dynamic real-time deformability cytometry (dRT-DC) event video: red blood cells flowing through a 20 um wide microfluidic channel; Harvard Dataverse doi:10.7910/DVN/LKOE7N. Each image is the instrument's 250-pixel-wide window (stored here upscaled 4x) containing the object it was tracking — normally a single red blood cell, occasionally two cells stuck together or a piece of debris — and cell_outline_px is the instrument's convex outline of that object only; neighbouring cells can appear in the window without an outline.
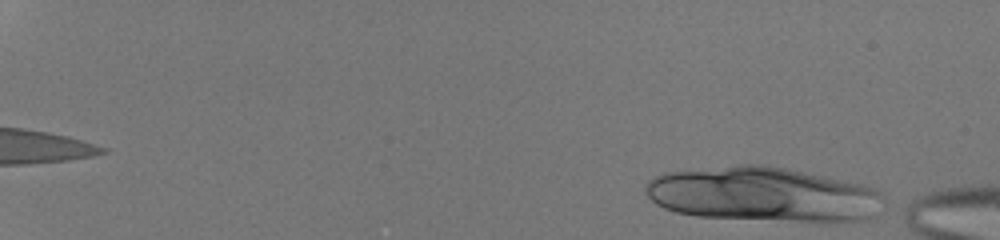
{"species": "human", "species_latin": "Homo sapiens", "temperature_condition": "room temperature", "stored_images_in_passage": 18, "camera_frame_rate_fps": 3000, "um_per_image_px": 0.085, "donor": {"sex": "male"}, "frame": {"image": 1, "passage_image": 1, "time_ms": 0.0, "image_size_px": [1000, 240], "cell_outline_px": [[832, 188], [816, 216], [724, 216], [684, 212], [668, 208], [660, 204], [652, 196], [652, 184], [656, 180], [668, 176], [748, 168], [752, 168], [776, 172], [808, 180]], "centroid_in_image_um": [62.98, 16.46], "position_along_channel_um": 22.0, "area_um2": 49.48}}
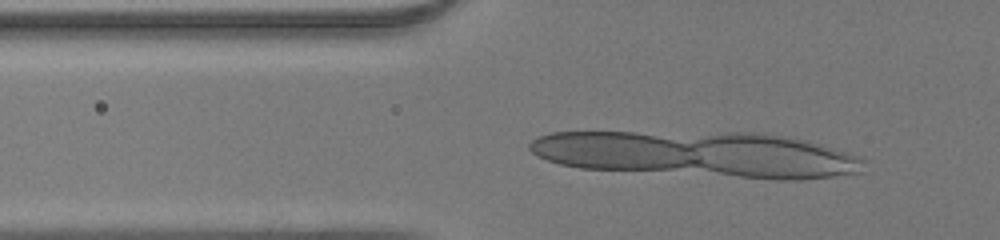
{"frame": {"image": 2, "passage_image": 16, "time_ms": 5.0, "image_size_px": [1000, 240], "cell_outline_px": [[820, 176], [752, 176], [592, 168], [568, 164], [552, 160], [536, 152], [536, 140], [544, 136], [560, 132], [620, 132], [648, 136]], "centroid_in_image_um": [55.1, 13.2], "position_along_channel_um": 70.7, "area_um2": 49.19}}